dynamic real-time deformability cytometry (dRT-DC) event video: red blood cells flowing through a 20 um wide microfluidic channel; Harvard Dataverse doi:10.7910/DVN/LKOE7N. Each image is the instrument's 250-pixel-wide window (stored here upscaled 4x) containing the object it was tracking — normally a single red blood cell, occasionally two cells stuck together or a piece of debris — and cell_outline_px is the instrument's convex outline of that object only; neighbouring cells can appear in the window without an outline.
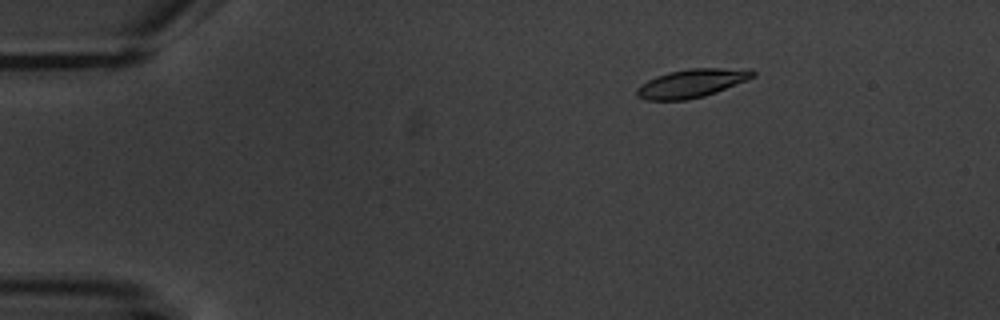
{"species": "common noctule bat (a hibernating species)", "species_latin": "Nyctalus noctula", "temperature_condition": "warm", "stored_images_in_passage": 9, "camera_frame_rate_fps": 3000, "um_per_image_px": 0.085, "animal": {"sex": "male", "body_mass_g": 20.1, "forearm_length_mm": 53.5}, "frame": {"image": 1, "passage_image": 3, "time_ms": 2.333, "image_size_px": [1000, 320], "cell_outline_px": [[756, 76], [748, 80], [716, 92], [704, 96], [688, 100], [648, 100], [636, 96], [636, 88], [640, 84], [656, 76], [668, 72], [688, 68], [752, 68], [756, 72]], "centroid_in_image_um": [58.83, 7.06], "position_along_channel_um": 26.2, "area_um2": 19.54}}
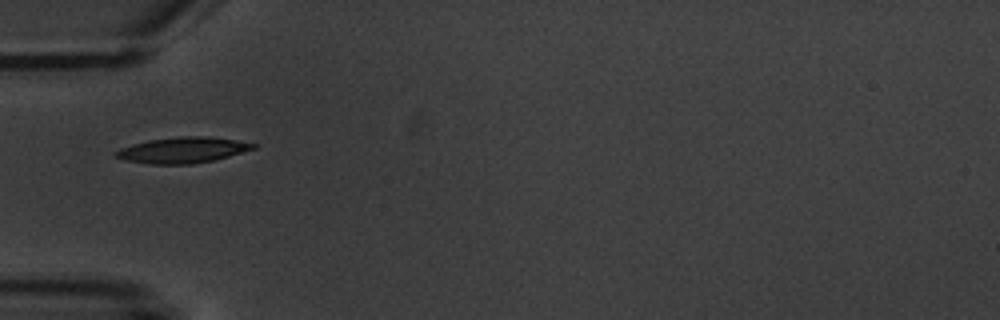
{"frame": {"image": 2, "passage_image": 6, "time_ms": 5.667, "image_size_px": [1000, 320], "cell_outline_px": [[256, 148], [228, 156], [212, 160], [192, 164], [148, 164], [128, 160], [112, 156], [112, 152], [120, 148], [132, 144], [148, 140], [180, 136], [208, 136], [236, 140], [256, 144]], "centroid_in_image_um": [15.47, 12.75], "position_along_channel_um": 69.5, "area_um2": 20.63}}